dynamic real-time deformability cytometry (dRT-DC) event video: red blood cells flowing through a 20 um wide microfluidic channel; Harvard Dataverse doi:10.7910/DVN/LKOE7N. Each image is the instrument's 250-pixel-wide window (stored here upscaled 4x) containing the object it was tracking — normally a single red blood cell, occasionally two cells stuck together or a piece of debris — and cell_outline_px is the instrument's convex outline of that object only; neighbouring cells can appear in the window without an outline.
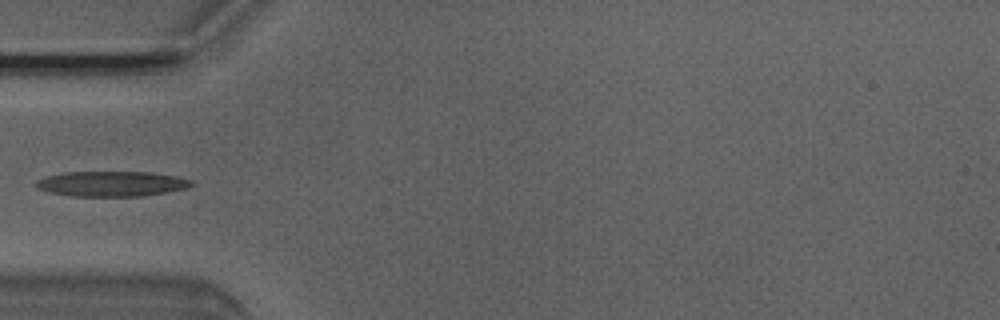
{"species": "Egyptian fruit bat (a non-hibernating species)", "species_latin": "Rousettus aegyptiacus", "temperature_condition": "room temperature", "stored_images_in_passage": 5, "camera_frame_rate_fps": 3000, "um_per_image_px": 0.085, "animal": {"sex": "male"}, "frame": {"image": 1, "passage_image": 4, "time_ms": 1.0, "image_size_px": [1000, 320], "cell_outline_px": [[196, 184], [188, 188], [144, 196], [72, 196], [48, 192], [36, 188], [32, 184], [36, 180], [44, 176], [64, 172], [152, 172], [176, 176], [192, 180]], "centroid_in_image_um": [9.46, 15.62], "position_along_channel_um": 75.5, "area_um2": 23.18}}